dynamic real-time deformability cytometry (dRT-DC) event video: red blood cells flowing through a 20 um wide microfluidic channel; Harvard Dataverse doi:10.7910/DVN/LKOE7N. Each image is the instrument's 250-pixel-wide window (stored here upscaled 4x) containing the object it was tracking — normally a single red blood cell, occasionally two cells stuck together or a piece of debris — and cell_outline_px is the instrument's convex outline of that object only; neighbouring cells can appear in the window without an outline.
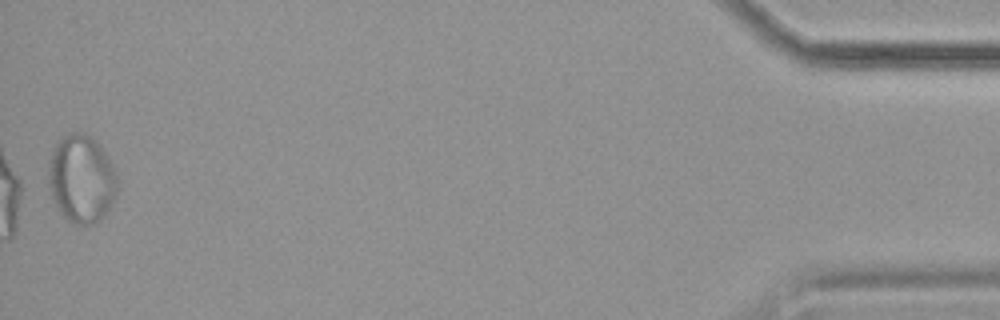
{"species": "common noctule bat (a hibernating species)", "species_latin": "Nyctalus noctula", "temperature_condition": "cold", "stored_images_in_passage": 39, "segment_of_instrument_passage": [2, 2], "camera_frame_rate_fps": 3000, "um_per_image_px": 0.085, "animal": {"sex": "female", "body_mass_g": 19.9}, "frame": {"image": 1, "passage_image": 39, "time_ms": 12.667, "image_size_px": [1000, 320], "cell_outline_px": [[120, 180], [116, 196], [104, 216], [100, 220], [92, 224], [72, 224], [60, 212], [52, 196], [48, 184], [48, 164], [52, 148], [56, 140], [60, 136], [72, 132], [84, 132], [92, 136], [100, 144], [108, 156]], "centroid_in_image_um": [6.94, 15.16], "position_along_channel_um": 428.3, "area_um2": 36.18}}